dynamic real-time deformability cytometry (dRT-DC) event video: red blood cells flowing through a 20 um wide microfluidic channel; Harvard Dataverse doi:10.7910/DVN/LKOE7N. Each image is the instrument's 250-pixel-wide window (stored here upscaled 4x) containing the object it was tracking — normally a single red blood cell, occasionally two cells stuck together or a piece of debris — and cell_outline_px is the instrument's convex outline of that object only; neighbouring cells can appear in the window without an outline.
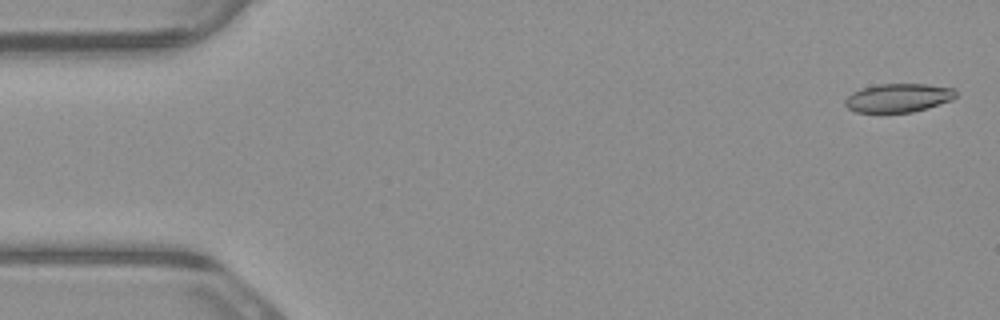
{"species": "common noctule bat (a hibernating species)", "species_latin": "Nyctalus noctula", "temperature_condition": "warm", "stored_images_in_passage": 4, "camera_frame_rate_fps": 3000, "um_per_image_px": 0.085, "animal": {"sex": "male", "body_mass_g": 23.1, "forearm_length_mm": 52.7}, "frame": {"image": 1, "passage_image": 1, "time_ms": 0.0, "image_size_px": [1000, 320], "cell_outline_px": [[956, 96], [952, 100], [928, 108], [912, 112], [856, 112], [848, 108], [844, 104], [844, 100], [852, 92], [860, 88], [880, 84], [928, 84], [956, 88]], "centroid_in_image_um": [76.37, 8.31], "position_along_channel_um": 8.6, "area_um2": 18.61}}
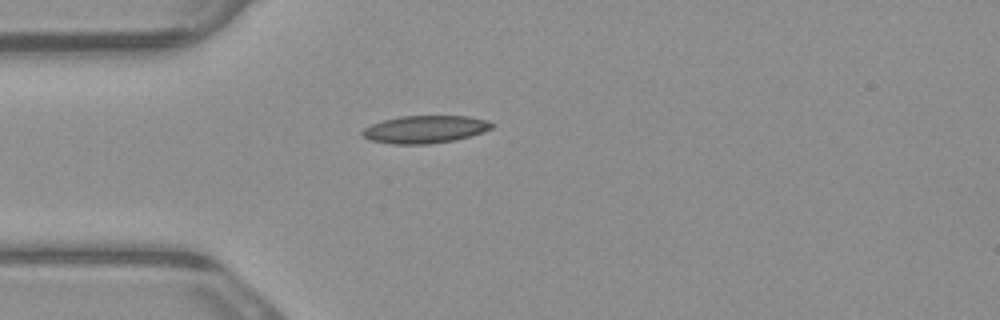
{"frame": {"image": 2, "passage_image": 4, "time_ms": 1.0, "image_size_px": [1000, 320], "cell_outline_px": [[492, 128], [484, 132], [456, 140], [428, 144], [392, 144], [372, 140], [364, 136], [360, 132], [364, 128], [372, 124], [384, 120], [400, 116], [468, 116], [488, 120], [492, 124]], "centroid_in_image_um": [36.15, 10.99], "position_along_channel_um": 48.9, "area_um2": 20.75}}